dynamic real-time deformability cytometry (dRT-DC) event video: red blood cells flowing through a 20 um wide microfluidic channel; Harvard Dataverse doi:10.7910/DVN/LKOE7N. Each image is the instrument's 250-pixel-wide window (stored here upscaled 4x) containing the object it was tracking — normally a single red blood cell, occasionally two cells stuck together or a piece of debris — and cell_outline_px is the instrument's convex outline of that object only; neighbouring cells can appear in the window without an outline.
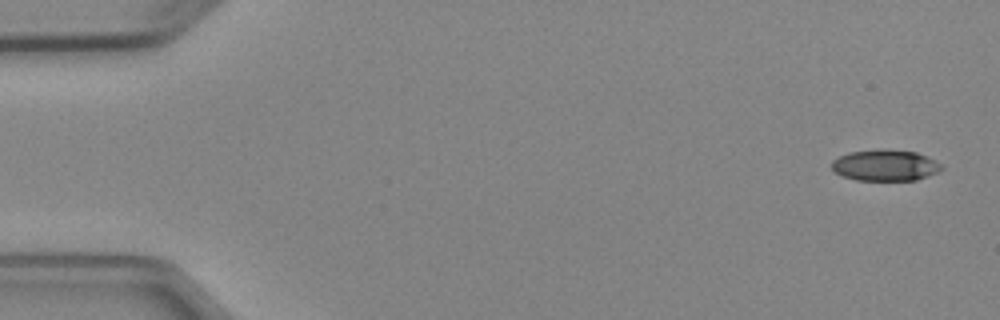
{"species": "Egyptian fruit bat (a non-hibernating species)", "species_latin": "Rousettus aegyptiacus", "temperature_condition": "cold", "stored_images_in_passage": 7, "camera_frame_rate_fps": 3000, "um_per_image_px": 0.085, "animal": {"sex": "female"}, "frame": {"image": 1, "passage_image": 1, "time_ms": 0.0, "image_size_px": [1000, 320], "cell_outline_px": [[944, 168], [928, 176], [916, 180], [856, 180], [844, 176], [836, 172], [832, 168], [832, 160], [848, 152], [916, 152], [940, 164]], "centroid_in_image_um": [75.22, 14.1], "position_along_channel_um": 9.8, "area_um2": 18.84}}
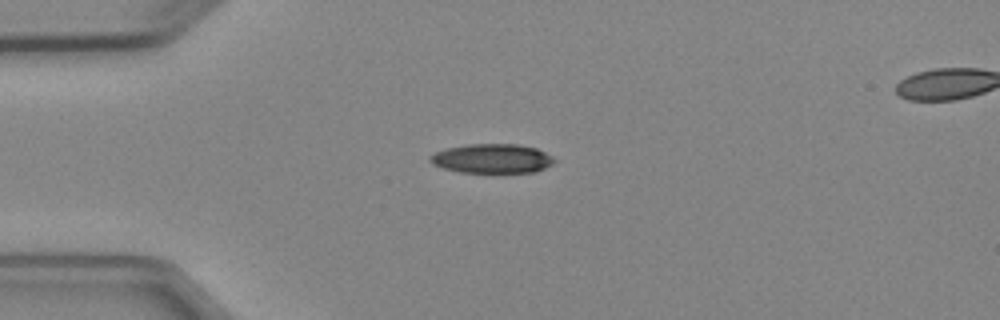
{"frame": {"image": 2, "passage_image": 4, "time_ms": 3.667, "image_size_px": [1000, 320], "cell_outline_px": [[556, 160], [552, 164], [536, 172], [460, 172], [444, 168], [432, 164], [428, 160], [428, 156], [436, 152], [448, 148], [468, 144], [516, 144], [536, 148], [552, 156]], "centroid_in_image_um": [41.82, 13.47], "position_along_channel_um": 43.2, "area_um2": 21.1}}
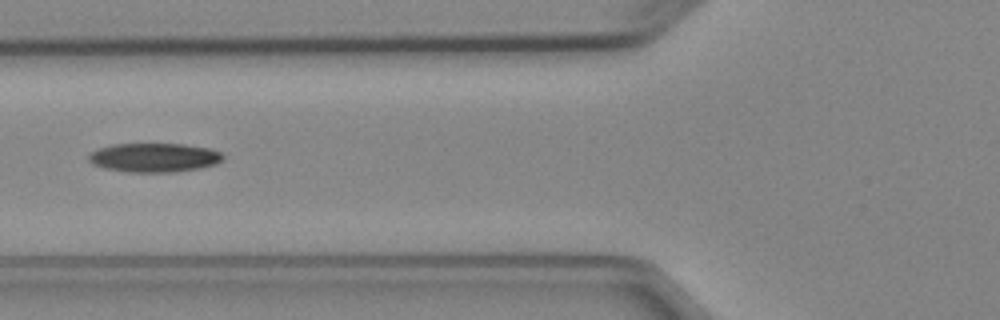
{"frame": {"image": 3, "passage_image": 6, "time_ms": 6.0, "image_size_px": [1000, 320], "cell_outline_px": [[224, 160], [216, 164], [200, 168], [172, 172], [128, 172], [104, 168], [92, 164], [88, 160], [88, 156], [92, 152], [100, 148], [112, 144], [184, 144], [208, 148], [220, 152], [224, 156]], "centroid_in_image_um": [13.11, 13.4], "position_along_channel_um": 112.7, "area_um2": 22.72}}